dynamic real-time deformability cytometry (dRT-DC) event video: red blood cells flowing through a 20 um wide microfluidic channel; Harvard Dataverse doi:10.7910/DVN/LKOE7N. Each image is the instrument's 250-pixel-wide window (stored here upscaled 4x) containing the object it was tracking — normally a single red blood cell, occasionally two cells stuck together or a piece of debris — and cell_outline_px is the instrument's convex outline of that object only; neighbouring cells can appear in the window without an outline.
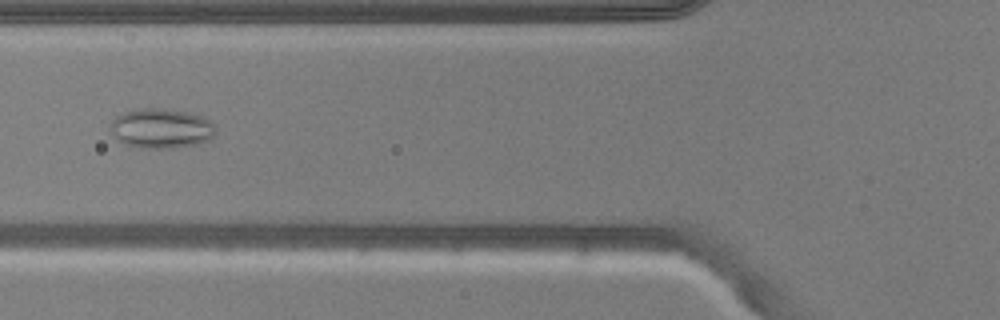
{"species": "common noctule bat (a hibernating species)", "species_latin": "Nyctalus noctula", "temperature_condition": "warm", "stored_images_in_passage": 11, "camera_frame_rate_fps": 3000, "um_per_image_px": 0.085, "animal": {"sex": "male", "body_mass_g": 20.5, "forearm_length_mm": 52.5}, "frame": {"image": 1, "passage_image": 8, "time_ms": 2.333, "image_size_px": [1000, 320], "cell_outline_px": [[216, 132], [208, 140], [200, 144], [172, 148], [140, 148], [124, 144], [112, 132], [112, 120], [116, 116], [124, 112], [144, 108], [168, 108], [188, 112], [200, 116], [216, 124]], "centroid_in_image_um": [13.75, 10.91], "position_along_channel_um": 112.0, "area_um2": 24.39}}